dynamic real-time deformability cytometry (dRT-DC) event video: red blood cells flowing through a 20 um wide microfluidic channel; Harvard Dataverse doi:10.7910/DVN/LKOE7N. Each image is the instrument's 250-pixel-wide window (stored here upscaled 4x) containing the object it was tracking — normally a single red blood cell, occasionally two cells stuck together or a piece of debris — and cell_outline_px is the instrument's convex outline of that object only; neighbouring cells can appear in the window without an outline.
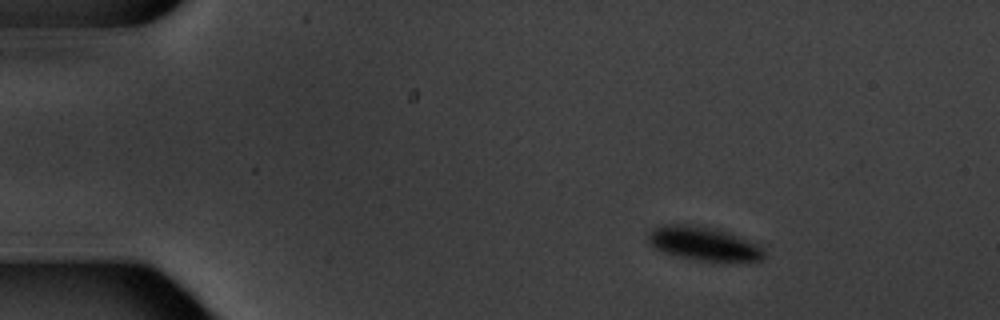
{"species": "common noctule bat (a hibernating species)", "species_latin": "Nyctalus noctula", "temperature_condition": "warm", "stored_images_in_passage": 11, "camera_frame_rate_fps": 3000, "um_per_image_px": 0.085, "animal": {"sex": "male", "body_mass_g": 20.1, "forearm_length_mm": 53.5}, "frame": {"image": 1, "passage_image": 2, "time_ms": 2.0, "image_size_px": [1000, 320], "cell_outline_px": [[764, 260], [688, 260], [652, 248], [648, 244], [648, 236], [652, 228], [660, 224], [692, 224], [720, 228], [756, 244], [764, 252]], "centroid_in_image_um": [59.71, 20.68], "position_along_channel_um": 25.3, "area_um2": 22.95}}
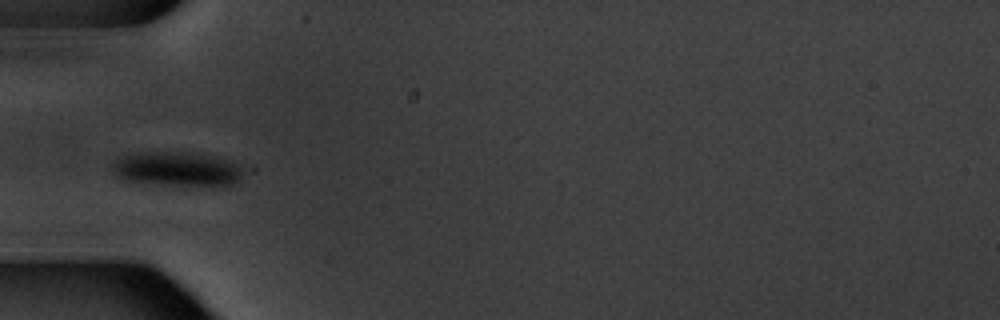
{"frame": {"image": 2, "passage_image": 5, "time_ms": 5.667, "image_size_px": [1000, 320], "cell_outline_px": [[244, 172], [240, 180], [232, 184], [168, 184], [124, 180], [116, 176], [108, 168], [108, 164], [124, 156], [144, 152], [192, 152], [216, 156], [240, 164]], "centroid_in_image_um": [15.02, 14.33], "position_along_channel_um": 70.0, "area_um2": 26.01}}
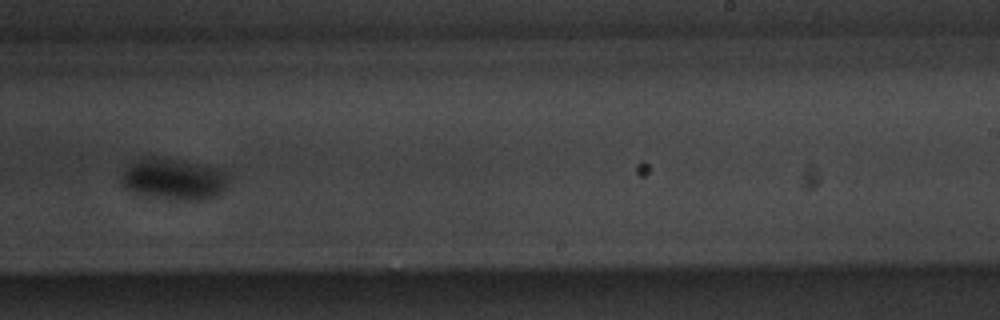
{"frame": {"image": 3, "passage_image": 10, "time_ms": 11.667, "image_size_px": [1000, 320], "cell_outline_px": [[228, 188], [224, 192], [216, 196], [200, 200], [168, 200], [140, 196], [128, 192], [124, 188], [120, 180], [124, 172], [132, 164], [140, 160], [156, 156], [216, 168], [228, 172]], "centroid_in_image_um": [14.78, 15.29], "position_along_channel_um": 274.2, "area_um2": 26.13}}